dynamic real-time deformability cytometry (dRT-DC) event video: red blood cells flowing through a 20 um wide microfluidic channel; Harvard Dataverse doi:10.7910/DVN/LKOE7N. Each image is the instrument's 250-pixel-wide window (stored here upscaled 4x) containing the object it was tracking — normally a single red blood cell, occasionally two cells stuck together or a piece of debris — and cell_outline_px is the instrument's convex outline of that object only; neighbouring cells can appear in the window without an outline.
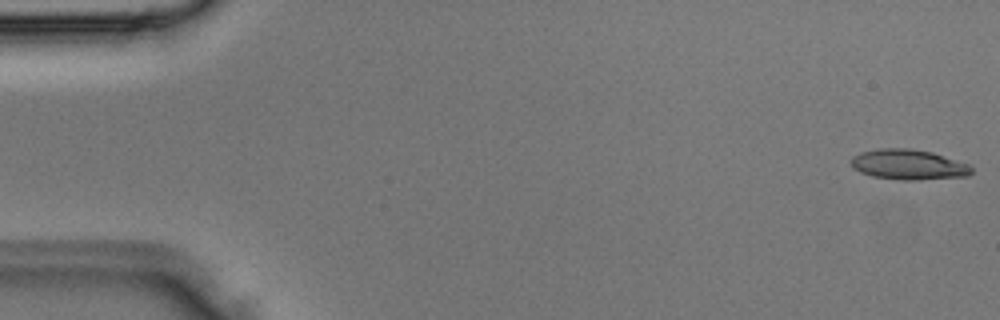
{"species": "Egyptian fruit bat (a non-hibernating species)", "species_latin": "Rousettus aegyptiacus", "temperature_condition": "room temperature", "stored_images_in_passage": 3, "camera_frame_rate_fps": 3000, "um_per_image_px": 0.085, "animal": {"sex": "male"}, "frame": {"image": 1, "passage_image": 1, "time_ms": 0.0, "image_size_px": [1000, 320], "cell_outline_px": [[972, 172], [968, 176], [916, 180], [900, 180], [872, 176], [860, 172], [852, 168], [852, 156], [860, 152], [876, 148], [912, 148], [932, 152], [972, 164]], "centroid_in_image_um": [77.24, 13.98], "position_along_channel_um": 7.8, "area_um2": 21.56}}